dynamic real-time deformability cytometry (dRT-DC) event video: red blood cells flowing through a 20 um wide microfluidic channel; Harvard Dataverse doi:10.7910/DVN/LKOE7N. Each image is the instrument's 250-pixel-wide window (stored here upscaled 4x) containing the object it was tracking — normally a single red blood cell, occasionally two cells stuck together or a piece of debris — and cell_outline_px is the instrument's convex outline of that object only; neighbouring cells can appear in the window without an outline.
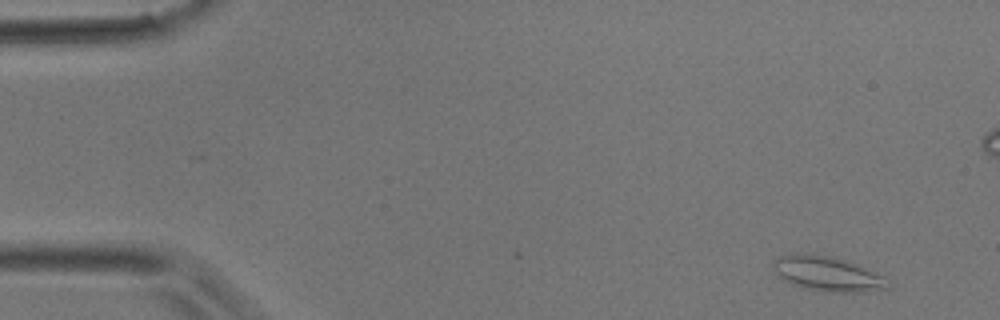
{"species": "common noctule bat (a hibernating species)", "species_latin": "Nyctalus noctula", "temperature_condition": "room temperature", "stored_images_in_passage": 6, "camera_frame_rate_fps": 3000, "um_per_image_px": 0.085, "animal": {"sex": "male", "body_mass_g": 17.9}, "frame": {"image": 1, "passage_image": 1, "time_ms": 0.0, "image_size_px": [1000, 320], "cell_outline_px": [[888, 288], [860, 292], [824, 292], [792, 284], [780, 276], [776, 272], [772, 264], [772, 260], [788, 252], [808, 252], [832, 256], [848, 260], [884, 276]], "centroid_in_image_um": [70.28, 23.22], "position_along_channel_um": 14.7, "area_um2": 23.41}}